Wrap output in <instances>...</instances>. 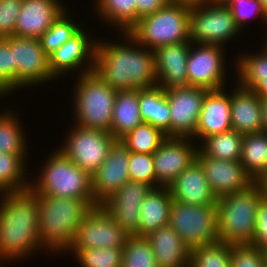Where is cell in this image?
I'll list each match as a JSON object with an SVG mask.
<instances>
[{"mask_svg": "<svg viewBox=\"0 0 267 267\" xmlns=\"http://www.w3.org/2000/svg\"><path fill=\"white\" fill-rule=\"evenodd\" d=\"M120 36L124 40L121 43L97 39L93 71L117 91L157 86L154 51L139 44L128 32Z\"/></svg>", "mask_w": 267, "mask_h": 267, "instance_id": "obj_1", "label": "cell"}, {"mask_svg": "<svg viewBox=\"0 0 267 267\" xmlns=\"http://www.w3.org/2000/svg\"><path fill=\"white\" fill-rule=\"evenodd\" d=\"M0 198L1 267L7 261H23L43 249L38 233L37 194L28 188L0 193Z\"/></svg>", "mask_w": 267, "mask_h": 267, "instance_id": "obj_2", "label": "cell"}, {"mask_svg": "<svg viewBox=\"0 0 267 267\" xmlns=\"http://www.w3.org/2000/svg\"><path fill=\"white\" fill-rule=\"evenodd\" d=\"M37 198L40 246L46 254L48 251L51 254L66 253L74 242L78 227L94 206L85 199L40 194Z\"/></svg>", "mask_w": 267, "mask_h": 267, "instance_id": "obj_3", "label": "cell"}, {"mask_svg": "<svg viewBox=\"0 0 267 267\" xmlns=\"http://www.w3.org/2000/svg\"><path fill=\"white\" fill-rule=\"evenodd\" d=\"M262 193L254 182L247 189L216 200L219 242L251 244L255 238Z\"/></svg>", "mask_w": 267, "mask_h": 267, "instance_id": "obj_4", "label": "cell"}, {"mask_svg": "<svg viewBox=\"0 0 267 267\" xmlns=\"http://www.w3.org/2000/svg\"><path fill=\"white\" fill-rule=\"evenodd\" d=\"M47 157L37 179L30 177L29 188L34 193L85 199L94 207L99 206L94 200L92 178L87 171L79 168L58 148Z\"/></svg>", "mask_w": 267, "mask_h": 267, "instance_id": "obj_5", "label": "cell"}, {"mask_svg": "<svg viewBox=\"0 0 267 267\" xmlns=\"http://www.w3.org/2000/svg\"><path fill=\"white\" fill-rule=\"evenodd\" d=\"M190 5L188 2L169 0L155 13L141 18L128 33L152 51L164 45L190 41Z\"/></svg>", "mask_w": 267, "mask_h": 267, "instance_id": "obj_6", "label": "cell"}, {"mask_svg": "<svg viewBox=\"0 0 267 267\" xmlns=\"http://www.w3.org/2000/svg\"><path fill=\"white\" fill-rule=\"evenodd\" d=\"M73 107L75 124L110 132L117 90L104 83L94 71L77 75Z\"/></svg>", "mask_w": 267, "mask_h": 267, "instance_id": "obj_7", "label": "cell"}, {"mask_svg": "<svg viewBox=\"0 0 267 267\" xmlns=\"http://www.w3.org/2000/svg\"><path fill=\"white\" fill-rule=\"evenodd\" d=\"M240 32L227 5L213 1L191 3L189 9L191 43L225 48L226 42L239 36Z\"/></svg>", "mask_w": 267, "mask_h": 267, "instance_id": "obj_8", "label": "cell"}, {"mask_svg": "<svg viewBox=\"0 0 267 267\" xmlns=\"http://www.w3.org/2000/svg\"><path fill=\"white\" fill-rule=\"evenodd\" d=\"M168 225L190 250L219 239L216 204L193 205L173 200Z\"/></svg>", "mask_w": 267, "mask_h": 267, "instance_id": "obj_9", "label": "cell"}, {"mask_svg": "<svg viewBox=\"0 0 267 267\" xmlns=\"http://www.w3.org/2000/svg\"><path fill=\"white\" fill-rule=\"evenodd\" d=\"M59 150L82 170L91 176L108 156L110 147L116 141L110 132L71 126Z\"/></svg>", "mask_w": 267, "mask_h": 267, "instance_id": "obj_10", "label": "cell"}, {"mask_svg": "<svg viewBox=\"0 0 267 267\" xmlns=\"http://www.w3.org/2000/svg\"><path fill=\"white\" fill-rule=\"evenodd\" d=\"M13 52L14 92L55 80L49 68V56L39 39L9 36L4 38Z\"/></svg>", "mask_w": 267, "mask_h": 267, "instance_id": "obj_11", "label": "cell"}, {"mask_svg": "<svg viewBox=\"0 0 267 267\" xmlns=\"http://www.w3.org/2000/svg\"><path fill=\"white\" fill-rule=\"evenodd\" d=\"M127 238L115 219L99 205L84 217L67 253L74 255L80 249L123 248Z\"/></svg>", "mask_w": 267, "mask_h": 267, "instance_id": "obj_12", "label": "cell"}, {"mask_svg": "<svg viewBox=\"0 0 267 267\" xmlns=\"http://www.w3.org/2000/svg\"><path fill=\"white\" fill-rule=\"evenodd\" d=\"M191 43L187 58V76L189 86L219 90L227 85L226 53L218 45H200ZM225 82V83H224Z\"/></svg>", "mask_w": 267, "mask_h": 267, "instance_id": "obj_13", "label": "cell"}, {"mask_svg": "<svg viewBox=\"0 0 267 267\" xmlns=\"http://www.w3.org/2000/svg\"><path fill=\"white\" fill-rule=\"evenodd\" d=\"M209 90L194 86L165 90L170 109V137L193 138Z\"/></svg>", "mask_w": 267, "mask_h": 267, "instance_id": "obj_14", "label": "cell"}, {"mask_svg": "<svg viewBox=\"0 0 267 267\" xmlns=\"http://www.w3.org/2000/svg\"><path fill=\"white\" fill-rule=\"evenodd\" d=\"M193 141L197 142L187 137H167L152 154L156 188L168 187L196 161L199 145H194Z\"/></svg>", "mask_w": 267, "mask_h": 267, "instance_id": "obj_15", "label": "cell"}, {"mask_svg": "<svg viewBox=\"0 0 267 267\" xmlns=\"http://www.w3.org/2000/svg\"><path fill=\"white\" fill-rule=\"evenodd\" d=\"M96 46L97 39L94 40L87 33L86 28L85 31L82 28L49 56V68L53 77L58 80L60 76L62 77L65 74L67 76L68 73H74V71L76 73L78 69V75L92 72Z\"/></svg>", "mask_w": 267, "mask_h": 267, "instance_id": "obj_16", "label": "cell"}, {"mask_svg": "<svg viewBox=\"0 0 267 267\" xmlns=\"http://www.w3.org/2000/svg\"><path fill=\"white\" fill-rule=\"evenodd\" d=\"M152 189L144 182L129 180L101 206L128 236H138L141 204Z\"/></svg>", "mask_w": 267, "mask_h": 267, "instance_id": "obj_17", "label": "cell"}, {"mask_svg": "<svg viewBox=\"0 0 267 267\" xmlns=\"http://www.w3.org/2000/svg\"><path fill=\"white\" fill-rule=\"evenodd\" d=\"M130 153L120 140H116L110 147L106 160L91 176L92 192L98 205H101L130 180Z\"/></svg>", "mask_w": 267, "mask_h": 267, "instance_id": "obj_18", "label": "cell"}, {"mask_svg": "<svg viewBox=\"0 0 267 267\" xmlns=\"http://www.w3.org/2000/svg\"><path fill=\"white\" fill-rule=\"evenodd\" d=\"M196 160L202 166L216 199L243 191L254 183L240 161L216 160L206 156L200 149L197 151Z\"/></svg>", "mask_w": 267, "mask_h": 267, "instance_id": "obj_19", "label": "cell"}, {"mask_svg": "<svg viewBox=\"0 0 267 267\" xmlns=\"http://www.w3.org/2000/svg\"><path fill=\"white\" fill-rule=\"evenodd\" d=\"M65 10L63 1L59 0H23L14 36L39 39Z\"/></svg>", "mask_w": 267, "mask_h": 267, "instance_id": "obj_20", "label": "cell"}, {"mask_svg": "<svg viewBox=\"0 0 267 267\" xmlns=\"http://www.w3.org/2000/svg\"><path fill=\"white\" fill-rule=\"evenodd\" d=\"M191 41L168 44L154 50L157 86L163 90L189 86L187 58Z\"/></svg>", "mask_w": 267, "mask_h": 267, "instance_id": "obj_21", "label": "cell"}, {"mask_svg": "<svg viewBox=\"0 0 267 267\" xmlns=\"http://www.w3.org/2000/svg\"><path fill=\"white\" fill-rule=\"evenodd\" d=\"M226 89L227 87L219 90H209L206 93L193 140L200 139L201 143L209 136L232 129L230 117L231 93L227 92Z\"/></svg>", "mask_w": 267, "mask_h": 267, "instance_id": "obj_22", "label": "cell"}, {"mask_svg": "<svg viewBox=\"0 0 267 267\" xmlns=\"http://www.w3.org/2000/svg\"><path fill=\"white\" fill-rule=\"evenodd\" d=\"M231 91V127L246 135L263 131L262 100L251 89L235 84Z\"/></svg>", "mask_w": 267, "mask_h": 267, "instance_id": "obj_23", "label": "cell"}, {"mask_svg": "<svg viewBox=\"0 0 267 267\" xmlns=\"http://www.w3.org/2000/svg\"><path fill=\"white\" fill-rule=\"evenodd\" d=\"M173 200L193 205L216 204L203 168L196 160L169 186Z\"/></svg>", "mask_w": 267, "mask_h": 267, "instance_id": "obj_24", "label": "cell"}, {"mask_svg": "<svg viewBox=\"0 0 267 267\" xmlns=\"http://www.w3.org/2000/svg\"><path fill=\"white\" fill-rule=\"evenodd\" d=\"M146 237L158 267H189L191 250L171 226L160 227Z\"/></svg>", "mask_w": 267, "mask_h": 267, "instance_id": "obj_25", "label": "cell"}, {"mask_svg": "<svg viewBox=\"0 0 267 267\" xmlns=\"http://www.w3.org/2000/svg\"><path fill=\"white\" fill-rule=\"evenodd\" d=\"M173 198L168 187L153 188L140 208L138 236H147L160 227L167 226Z\"/></svg>", "mask_w": 267, "mask_h": 267, "instance_id": "obj_26", "label": "cell"}, {"mask_svg": "<svg viewBox=\"0 0 267 267\" xmlns=\"http://www.w3.org/2000/svg\"><path fill=\"white\" fill-rule=\"evenodd\" d=\"M138 100L141 120L170 137V109L165 90L159 86L138 89Z\"/></svg>", "mask_w": 267, "mask_h": 267, "instance_id": "obj_27", "label": "cell"}, {"mask_svg": "<svg viewBox=\"0 0 267 267\" xmlns=\"http://www.w3.org/2000/svg\"><path fill=\"white\" fill-rule=\"evenodd\" d=\"M139 110L138 89L117 91L110 126L116 140L143 122Z\"/></svg>", "mask_w": 267, "mask_h": 267, "instance_id": "obj_28", "label": "cell"}, {"mask_svg": "<svg viewBox=\"0 0 267 267\" xmlns=\"http://www.w3.org/2000/svg\"><path fill=\"white\" fill-rule=\"evenodd\" d=\"M95 1V2H94ZM100 21L120 32H128L137 23L136 0H93ZM110 23V24H109Z\"/></svg>", "mask_w": 267, "mask_h": 267, "instance_id": "obj_29", "label": "cell"}, {"mask_svg": "<svg viewBox=\"0 0 267 267\" xmlns=\"http://www.w3.org/2000/svg\"><path fill=\"white\" fill-rule=\"evenodd\" d=\"M240 162L254 182L267 175V134L264 131L243 135Z\"/></svg>", "mask_w": 267, "mask_h": 267, "instance_id": "obj_30", "label": "cell"}, {"mask_svg": "<svg viewBox=\"0 0 267 267\" xmlns=\"http://www.w3.org/2000/svg\"><path fill=\"white\" fill-rule=\"evenodd\" d=\"M27 155L0 153V193L23 191L29 188ZM27 173V174H26Z\"/></svg>", "mask_w": 267, "mask_h": 267, "instance_id": "obj_31", "label": "cell"}, {"mask_svg": "<svg viewBox=\"0 0 267 267\" xmlns=\"http://www.w3.org/2000/svg\"><path fill=\"white\" fill-rule=\"evenodd\" d=\"M10 108L3 109L2 113L0 111V153L27 155L29 150L26 133L18 119V113Z\"/></svg>", "mask_w": 267, "mask_h": 267, "instance_id": "obj_32", "label": "cell"}, {"mask_svg": "<svg viewBox=\"0 0 267 267\" xmlns=\"http://www.w3.org/2000/svg\"><path fill=\"white\" fill-rule=\"evenodd\" d=\"M243 135L230 129L205 138L199 149L208 157L216 160L240 161Z\"/></svg>", "mask_w": 267, "mask_h": 267, "instance_id": "obj_33", "label": "cell"}, {"mask_svg": "<svg viewBox=\"0 0 267 267\" xmlns=\"http://www.w3.org/2000/svg\"><path fill=\"white\" fill-rule=\"evenodd\" d=\"M260 53L247 52L235 57L236 82L246 88L253 90L262 80L267 77V50L262 47Z\"/></svg>", "mask_w": 267, "mask_h": 267, "instance_id": "obj_34", "label": "cell"}, {"mask_svg": "<svg viewBox=\"0 0 267 267\" xmlns=\"http://www.w3.org/2000/svg\"><path fill=\"white\" fill-rule=\"evenodd\" d=\"M167 138L159 128L142 122L123 136L120 141L130 152L153 154Z\"/></svg>", "mask_w": 267, "mask_h": 267, "instance_id": "obj_35", "label": "cell"}, {"mask_svg": "<svg viewBox=\"0 0 267 267\" xmlns=\"http://www.w3.org/2000/svg\"><path fill=\"white\" fill-rule=\"evenodd\" d=\"M68 9L63 11L52 23V26L46 30L39 38L42 49L50 56L65 42L70 40L82 28V24L75 22L68 14ZM67 12V13H66Z\"/></svg>", "mask_w": 267, "mask_h": 267, "instance_id": "obj_36", "label": "cell"}, {"mask_svg": "<svg viewBox=\"0 0 267 267\" xmlns=\"http://www.w3.org/2000/svg\"><path fill=\"white\" fill-rule=\"evenodd\" d=\"M121 267H158L147 237L128 236L122 248Z\"/></svg>", "mask_w": 267, "mask_h": 267, "instance_id": "obj_37", "label": "cell"}, {"mask_svg": "<svg viewBox=\"0 0 267 267\" xmlns=\"http://www.w3.org/2000/svg\"><path fill=\"white\" fill-rule=\"evenodd\" d=\"M189 267H231L230 244L218 241L192 249Z\"/></svg>", "mask_w": 267, "mask_h": 267, "instance_id": "obj_38", "label": "cell"}, {"mask_svg": "<svg viewBox=\"0 0 267 267\" xmlns=\"http://www.w3.org/2000/svg\"><path fill=\"white\" fill-rule=\"evenodd\" d=\"M74 258L81 267H121L122 248L80 249Z\"/></svg>", "mask_w": 267, "mask_h": 267, "instance_id": "obj_39", "label": "cell"}, {"mask_svg": "<svg viewBox=\"0 0 267 267\" xmlns=\"http://www.w3.org/2000/svg\"><path fill=\"white\" fill-rule=\"evenodd\" d=\"M227 6L232 13L236 25L241 31L244 29V25L246 26V23L248 24L249 21H252V18L257 19L260 17V19L262 18L261 20L264 21V24H267V14L263 10L259 0H232ZM255 16H257V18Z\"/></svg>", "mask_w": 267, "mask_h": 267, "instance_id": "obj_40", "label": "cell"}, {"mask_svg": "<svg viewBox=\"0 0 267 267\" xmlns=\"http://www.w3.org/2000/svg\"><path fill=\"white\" fill-rule=\"evenodd\" d=\"M129 175L131 181L144 182L156 188L152 154L130 153Z\"/></svg>", "mask_w": 267, "mask_h": 267, "instance_id": "obj_41", "label": "cell"}, {"mask_svg": "<svg viewBox=\"0 0 267 267\" xmlns=\"http://www.w3.org/2000/svg\"><path fill=\"white\" fill-rule=\"evenodd\" d=\"M231 267H264L262 248L252 244H230Z\"/></svg>", "mask_w": 267, "mask_h": 267, "instance_id": "obj_42", "label": "cell"}, {"mask_svg": "<svg viewBox=\"0 0 267 267\" xmlns=\"http://www.w3.org/2000/svg\"><path fill=\"white\" fill-rule=\"evenodd\" d=\"M14 92L13 52L9 43L0 38V98L10 96Z\"/></svg>", "mask_w": 267, "mask_h": 267, "instance_id": "obj_43", "label": "cell"}, {"mask_svg": "<svg viewBox=\"0 0 267 267\" xmlns=\"http://www.w3.org/2000/svg\"><path fill=\"white\" fill-rule=\"evenodd\" d=\"M23 0H0V38L14 36Z\"/></svg>", "mask_w": 267, "mask_h": 267, "instance_id": "obj_44", "label": "cell"}, {"mask_svg": "<svg viewBox=\"0 0 267 267\" xmlns=\"http://www.w3.org/2000/svg\"><path fill=\"white\" fill-rule=\"evenodd\" d=\"M251 244L259 248H267V202L264 200L258 207L255 238Z\"/></svg>", "mask_w": 267, "mask_h": 267, "instance_id": "obj_45", "label": "cell"}, {"mask_svg": "<svg viewBox=\"0 0 267 267\" xmlns=\"http://www.w3.org/2000/svg\"><path fill=\"white\" fill-rule=\"evenodd\" d=\"M169 0H136L137 22L162 8Z\"/></svg>", "mask_w": 267, "mask_h": 267, "instance_id": "obj_46", "label": "cell"}, {"mask_svg": "<svg viewBox=\"0 0 267 267\" xmlns=\"http://www.w3.org/2000/svg\"><path fill=\"white\" fill-rule=\"evenodd\" d=\"M253 92L261 99H267V77L262 80L254 89Z\"/></svg>", "mask_w": 267, "mask_h": 267, "instance_id": "obj_47", "label": "cell"}, {"mask_svg": "<svg viewBox=\"0 0 267 267\" xmlns=\"http://www.w3.org/2000/svg\"><path fill=\"white\" fill-rule=\"evenodd\" d=\"M255 183L259 186L262 193V200L267 202V175L259 177Z\"/></svg>", "mask_w": 267, "mask_h": 267, "instance_id": "obj_48", "label": "cell"}, {"mask_svg": "<svg viewBox=\"0 0 267 267\" xmlns=\"http://www.w3.org/2000/svg\"><path fill=\"white\" fill-rule=\"evenodd\" d=\"M262 124L263 131L267 134V99L262 100Z\"/></svg>", "mask_w": 267, "mask_h": 267, "instance_id": "obj_49", "label": "cell"}, {"mask_svg": "<svg viewBox=\"0 0 267 267\" xmlns=\"http://www.w3.org/2000/svg\"><path fill=\"white\" fill-rule=\"evenodd\" d=\"M173 1H183L188 3H199V2H205V1H211V0H173Z\"/></svg>", "mask_w": 267, "mask_h": 267, "instance_id": "obj_50", "label": "cell"}, {"mask_svg": "<svg viewBox=\"0 0 267 267\" xmlns=\"http://www.w3.org/2000/svg\"><path fill=\"white\" fill-rule=\"evenodd\" d=\"M211 1L218 3V4L227 5L232 0H211Z\"/></svg>", "mask_w": 267, "mask_h": 267, "instance_id": "obj_51", "label": "cell"}, {"mask_svg": "<svg viewBox=\"0 0 267 267\" xmlns=\"http://www.w3.org/2000/svg\"><path fill=\"white\" fill-rule=\"evenodd\" d=\"M262 4L263 10L266 12L267 14V0H259Z\"/></svg>", "mask_w": 267, "mask_h": 267, "instance_id": "obj_52", "label": "cell"}, {"mask_svg": "<svg viewBox=\"0 0 267 267\" xmlns=\"http://www.w3.org/2000/svg\"><path fill=\"white\" fill-rule=\"evenodd\" d=\"M265 266H267V248H262Z\"/></svg>", "mask_w": 267, "mask_h": 267, "instance_id": "obj_53", "label": "cell"}, {"mask_svg": "<svg viewBox=\"0 0 267 267\" xmlns=\"http://www.w3.org/2000/svg\"><path fill=\"white\" fill-rule=\"evenodd\" d=\"M266 26H267V24H266ZM267 32V31H266ZM266 37H267V35H265ZM264 44V48L267 50V40H266V42L265 43H263Z\"/></svg>", "mask_w": 267, "mask_h": 267, "instance_id": "obj_54", "label": "cell"}]
</instances>
